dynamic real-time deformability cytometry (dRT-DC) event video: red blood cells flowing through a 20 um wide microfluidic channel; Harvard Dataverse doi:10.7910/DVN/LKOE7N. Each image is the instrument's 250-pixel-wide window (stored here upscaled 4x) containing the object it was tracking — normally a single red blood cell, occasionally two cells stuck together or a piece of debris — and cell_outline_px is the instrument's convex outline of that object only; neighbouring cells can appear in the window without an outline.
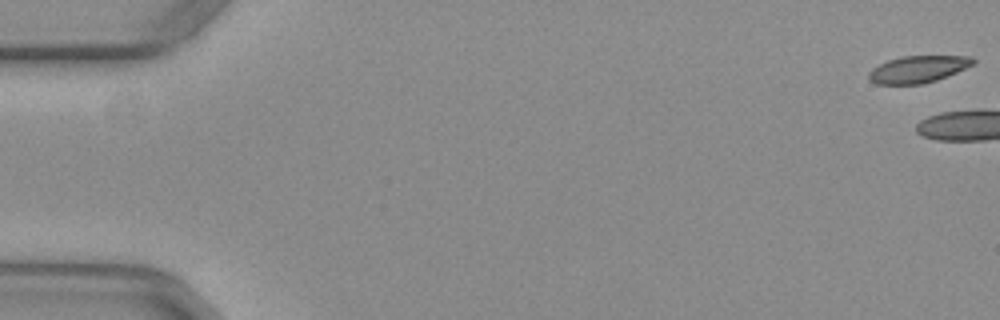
{"species": "common noctule bat (a hibernating species)", "species_latin": "Nyctalus noctula", "temperature_condition": "warm", "stored_images_in_passage": 11, "camera_frame_rate_fps": 3000, "um_per_image_px": 0.085, "animal": {"sex": "female", "body_mass_g": 29.2, "forearm_length_mm": 56.3}, "frame": {"image": 1, "passage_image": 1, "time_ms": 0.0, "image_size_px": [1000, 320], "cell_outline_px": [[976, 60], [972, 64], [956, 72], [936, 80], [924, 84], [876, 84], [868, 80], [868, 72], [872, 68], [888, 60], [900, 56], [972, 56]], "centroid_in_image_um": [77.98, 5.88], "position_along_channel_um": 7.0, "area_um2": 16.36}}